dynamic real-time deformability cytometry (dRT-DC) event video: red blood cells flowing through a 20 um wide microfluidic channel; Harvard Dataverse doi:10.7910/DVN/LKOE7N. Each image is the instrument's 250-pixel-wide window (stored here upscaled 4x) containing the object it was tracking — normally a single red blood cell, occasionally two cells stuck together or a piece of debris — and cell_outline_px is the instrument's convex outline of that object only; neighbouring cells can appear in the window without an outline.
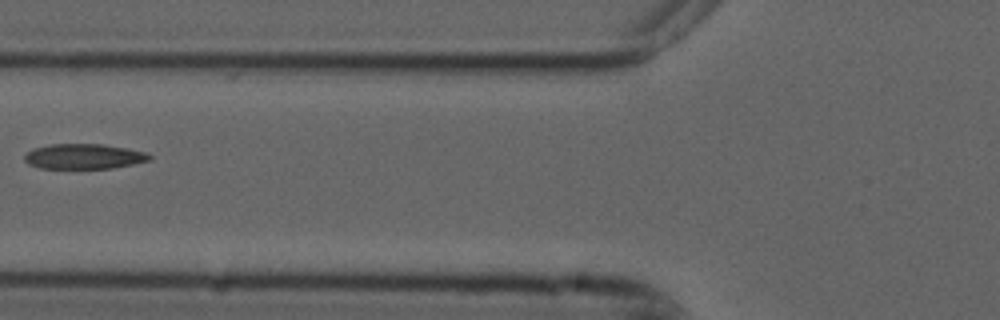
{"species": "common noctule bat (a hibernating species)", "species_latin": "Nyctalus noctula", "temperature_condition": "cold", "stored_images_in_passage": 3, "camera_frame_rate_fps": 3000, "um_per_image_px": 0.085, "animal": {"sex": "male", "forearm_length_mm": 52.5}, "frame": {"image": 1, "passage_image": 3, "time_ms": 0.667, "image_size_px": [1000, 320], "cell_outline_px": [[152, 160], [112, 168], [40, 168], [28, 164], [24, 160], [24, 156], [32, 148], [52, 144], [104, 144], [148, 152], [152, 156]], "centroid_in_image_um": [7.15, 13.29], "position_along_channel_um": 118.7, "area_um2": 18.38}}